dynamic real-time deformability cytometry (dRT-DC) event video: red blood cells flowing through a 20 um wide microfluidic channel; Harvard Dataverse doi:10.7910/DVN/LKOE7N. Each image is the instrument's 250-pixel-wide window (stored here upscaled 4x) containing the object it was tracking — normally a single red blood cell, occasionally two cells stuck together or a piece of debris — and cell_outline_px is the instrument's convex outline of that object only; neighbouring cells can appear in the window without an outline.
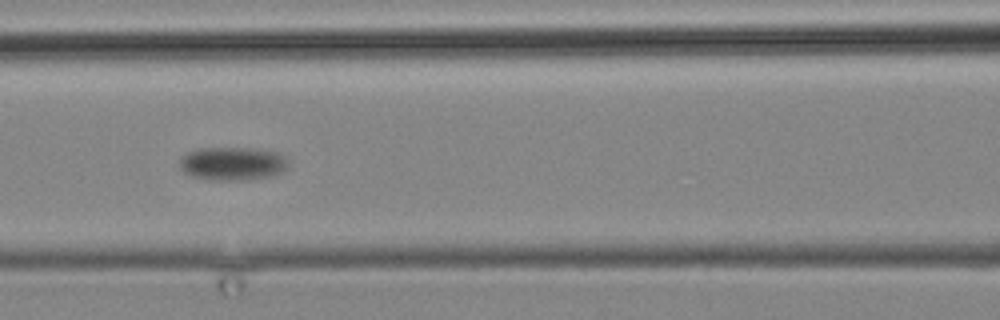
{"species": "common noctule bat (a hibernating species)", "species_latin": "Nyctalus noctula", "temperature_condition": "cold", "stored_images_in_passage": 17, "camera_frame_rate_fps": 3000, "um_per_image_px": 0.085, "animal": {"sex": "male", "body_mass_g": 19.2, "forearm_length_mm": 51.8}, "frame": {"image": 1, "passage_image": 15, "time_ms": 18.0, "image_size_px": [1000, 320], "cell_outline_px": [[288, 164], [280, 172], [272, 176], [244, 180], [212, 180], [192, 176], [184, 172], [180, 168], [180, 156], [196, 148], [252, 148], [276, 152], [284, 156], [288, 160]], "centroid_in_image_um": [19.73, 13.9], "position_along_channel_um": 146.9, "area_um2": 21.15}}